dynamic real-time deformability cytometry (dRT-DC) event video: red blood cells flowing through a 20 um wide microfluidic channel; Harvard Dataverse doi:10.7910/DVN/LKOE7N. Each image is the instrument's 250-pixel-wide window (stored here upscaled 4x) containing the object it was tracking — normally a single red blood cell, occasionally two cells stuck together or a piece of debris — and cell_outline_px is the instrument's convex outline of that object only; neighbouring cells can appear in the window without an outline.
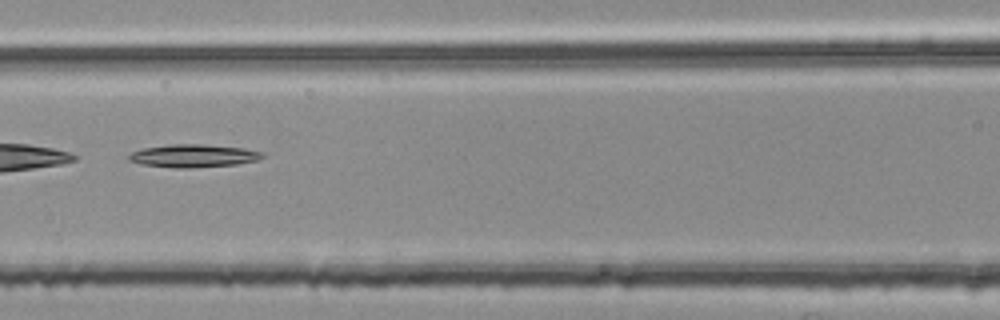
{"species": "common noctule bat (a hibernating species)", "species_latin": "Nyctalus noctula", "temperature_condition": "room temperature", "stored_images_in_passage": 53, "segment_of_instrument_passage": [2, 2], "camera_frame_rate_fps": 3000, "um_per_image_px": 0.085, "animal": {"sex": "female", "body_mass_g": 25.1}, "frame": {"image": 1, "passage_image": 24, "time_ms": 7.667, "image_size_px": [1000, 320], "cell_outline_px": [[264, 156], [256, 160], [236, 164], [188, 168], [176, 168], [140, 164], [128, 160], [128, 156], [132, 152], [140, 148], [172, 144], [204, 144], [244, 148], [264, 152]], "centroid_in_image_um": [16.41, 13.23], "position_along_channel_um": 150.2, "area_um2": 17.86}}
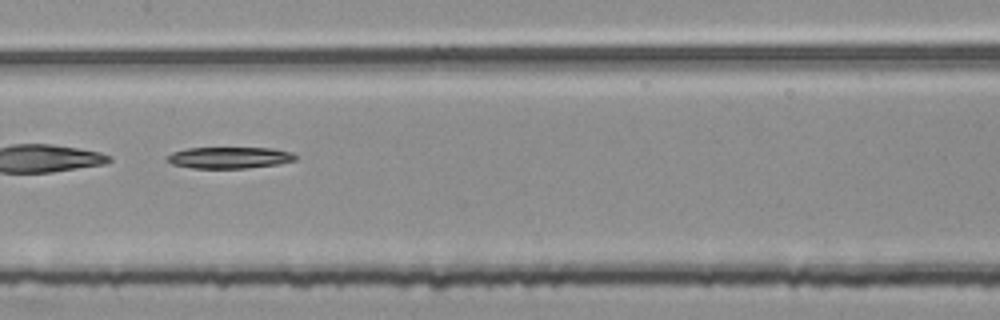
{"frame": {"image": 2, "passage_image": 27, "time_ms": 8.667, "image_size_px": [1000, 320], "cell_outline_px": [[300, 156], [296, 160], [276, 164], [244, 168], [192, 168], [172, 164], [164, 156], [172, 152], [188, 148], [272, 148], [292, 152]], "centroid_in_image_um": [19.51, 13.39], "position_along_channel_um": 187.9, "area_um2": 16.07}}
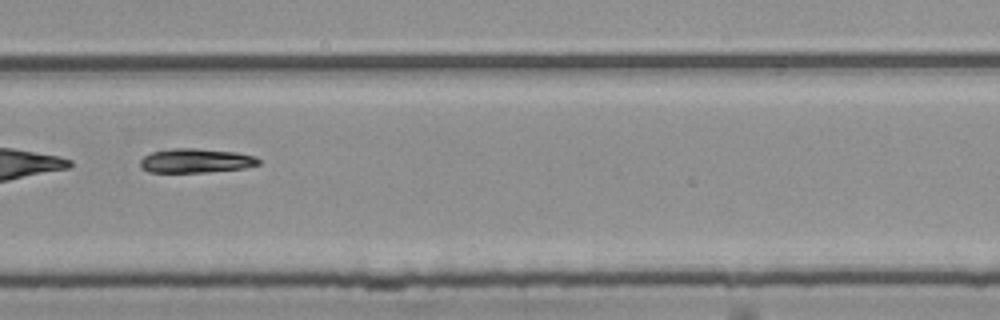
{"frame": {"image": 3, "passage_image": 37, "time_ms": 12.0, "image_size_px": [1000, 320], "cell_outline_px": [[260, 164], [244, 168], [208, 172], [148, 172], [140, 168], [140, 160], [144, 156], [152, 152], [172, 148], [196, 148], [236, 152], [256, 156], [260, 160]], "centroid_in_image_um": [16.64, 13.66], "position_along_channel_um": 313.2, "area_um2": 16.82}}